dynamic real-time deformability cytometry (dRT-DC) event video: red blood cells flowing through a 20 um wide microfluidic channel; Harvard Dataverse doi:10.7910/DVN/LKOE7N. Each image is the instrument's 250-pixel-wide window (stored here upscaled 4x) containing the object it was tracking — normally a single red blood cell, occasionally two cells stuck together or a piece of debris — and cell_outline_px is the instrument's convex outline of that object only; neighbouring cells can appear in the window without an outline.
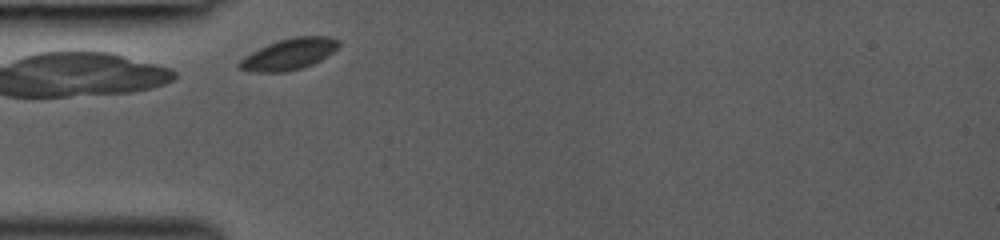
{"species": "common noctule bat (a hibernating species)", "species_latin": "Nyctalus noctula", "temperature_condition": "room temperature", "stored_images_in_passage": 19, "camera_frame_rate_fps": 3000, "um_per_image_px": 0.085, "animal": {"sex": "female", "body_mass_g": 19.0, "forearm_length_mm": 53.3}, "frame": {"image": 1, "passage_image": 1, "time_ms": 0.0, "image_size_px": [1000, 240], "cell_outline_px": [[340, 44], [332, 52], [320, 60], [312, 64], [300, 68], [284, 72], [252, 72], [240, 68], [236, 64], [240, 60], [252, 52], [268, 44], [292, 36], [328, 36], [340, 40]], "centroid_in_image_um": [24.57, 4.59], "position_along_channel_um": 60.4, "area_um2": 17.86}}
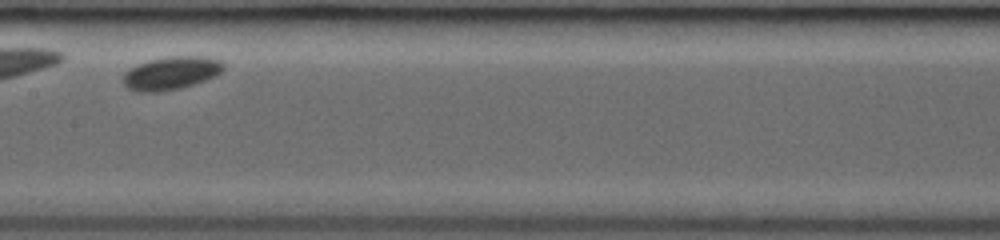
{"frame": {"image": 2, "passage_image": 11, "time_ms": 3.333, "image_size_px": [1000, 240], "cell_outline_px": [[224, 68], [216, 76], [180, 88], [156, 92], [136, 92], [128, 88], [124, 84], [124, 72], [128, 68], [136, 64], [148, 60], [168, 56], [204, 56], [220, 60], [224, 64]], "centroid_in_image_um": [14.52, 6.2], "position_along_channel_um": 192.9, "area_um2": 19.42}}
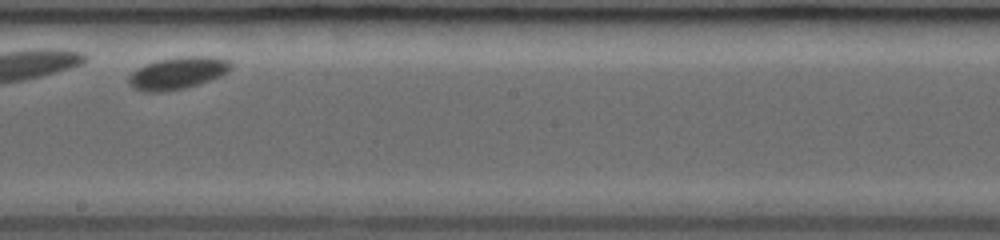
{"frame": {"image": 3, "passage_image": 14, "time_ms": 4.333, "image_size_px": [1000, 240], "cell_outline_px": [[232, 68], [220, 76], [184, 88], [160, 92], [144, 92], [132, 88], [128, 84], [128, 76], [136, 68], [144, 64], [156, 60], [180, 56], [212, 56], [228, 60], [232, 64]], "centroid_in_image_um": [15.04, 6.2], "position_along_channel_um": 233.2, "area_um2": 19.25}}